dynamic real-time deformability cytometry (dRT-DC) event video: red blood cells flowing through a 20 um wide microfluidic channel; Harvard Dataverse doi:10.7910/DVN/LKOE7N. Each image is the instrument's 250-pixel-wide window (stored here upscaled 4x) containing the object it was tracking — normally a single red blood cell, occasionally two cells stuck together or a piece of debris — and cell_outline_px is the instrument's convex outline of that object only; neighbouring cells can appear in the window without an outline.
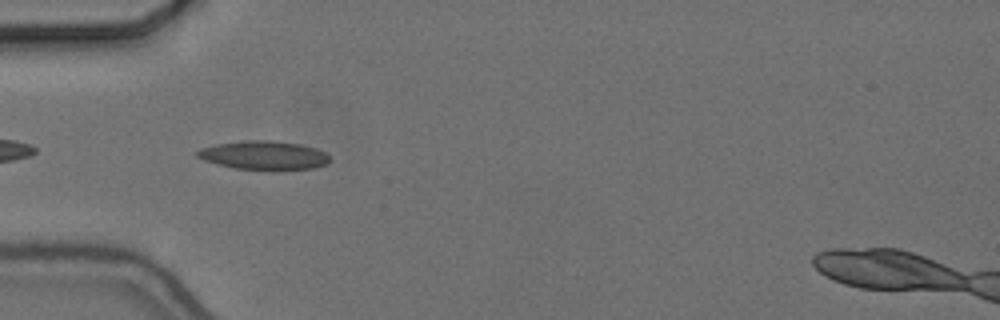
{"species": "common noctule bat (a hibernating species)", "species_latin": "Nyctalus noctula", "temperature_condition": "cold", "stored_images_in_passage": 37, "camera_frame_rate_fps": 3000, "um_per_image_px": 0.085, "animal": {"sex": "female", "body_mass_g": 24.6, "forearm_length_mm": 56.2}, "frame": {"image": 1, "passage_image": 2, "time_ms": 0.333, "image_size_px": [1000, 320], "cell_outline_px": [[328, 164], [312, 168], [272, 172], [236, 168], [204, 160], [196, 156], [196, 152], [200, 148], [216, 144], [244, 140], [272, 140], [300, 144], [316, 148], [324, 152], [328, 156]], "centroid_in_image_um": [22.44, 13.22], "position_along_channel_um": 62.6, "area_um2": 22.6}}
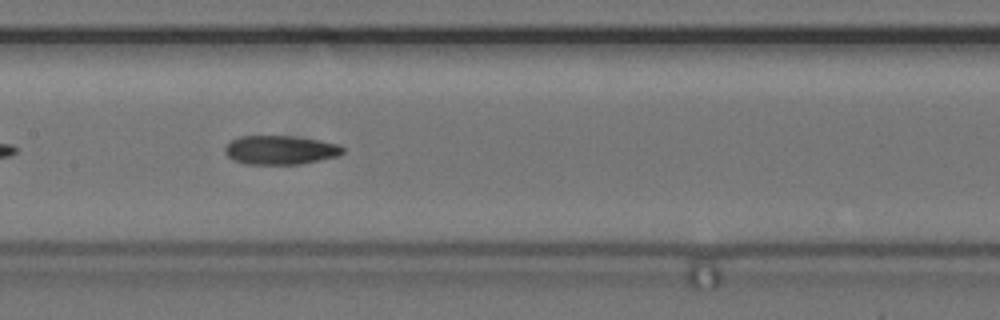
{"frame": {"image": 2, "passage_image": 12, "time_ms": 3.667, "image_size_px": [1000, 320], "cell_outline_px": [[344, 152], [336, 156], [320, 160], [296, 164], [244, 164], [232, 160], [224, 152], [224, 148], [232, 140], [240, 136], [292, 136], [320, 140], [340, 144], [344, 148]], "centroid_in_image_um": [23.82, 12.75], "position_along_channel_um": 183.6, "area_um2": 19.88}}
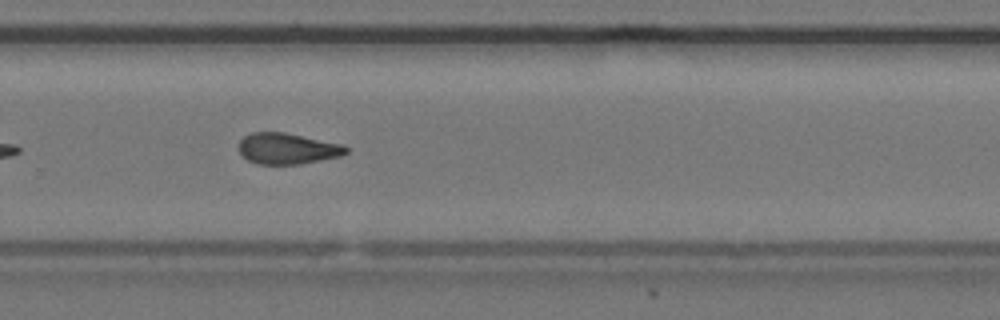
{"frame": {"image": 3, "passage_image": 22, "time_ms": 7.0, "image_size_px": [1000, 320], "cell_outline_px": [[348, 152], [340, 156], [300, 164], [256, 164], [248, 160], [240, 152], [240, 140], [244, 136], [252, 132], [284, 132], [344, 144], [348, 148]], "centroid_in_image_um": [24.45, 12.62], "position_along_channel_um": 305.3, "area_um2": 19.36}, "authors_computed_cell_mechanics": {"area_um2": 19.8832, "velocity_mm_per_s": 3.6715, "shape_relaxation_time_tau1_ms": null, "shape_relaxation_time_tau2_ms": 2.954, "deformation_change_tau1": null, "deformation_change_tau2": 0.0978}}